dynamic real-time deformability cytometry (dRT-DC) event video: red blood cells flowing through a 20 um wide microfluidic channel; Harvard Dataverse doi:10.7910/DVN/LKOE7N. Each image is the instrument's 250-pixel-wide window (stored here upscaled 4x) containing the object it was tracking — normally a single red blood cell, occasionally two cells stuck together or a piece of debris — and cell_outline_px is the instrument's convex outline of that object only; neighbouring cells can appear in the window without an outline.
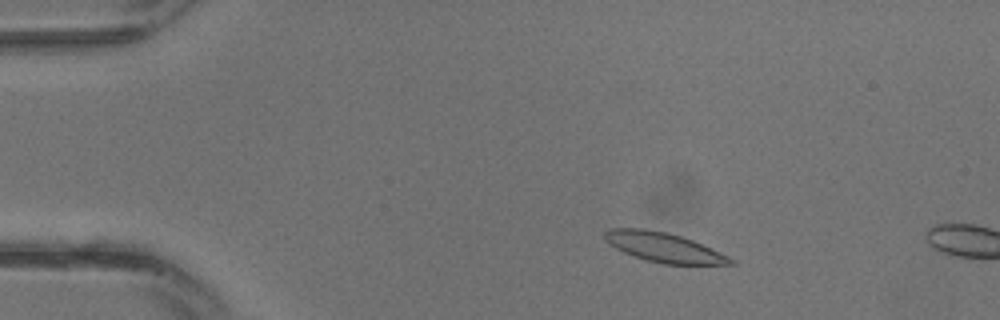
{"species": "common noctule bat (a hibernating species)", "species_latin": "Nyctalus noctula", "temperature_condition": "warm", "stored_images_in_passage": 6, "camera_frame_rate_fps": 3000, "um_per_image_px": 0.085, "animal": {"sex": "male", "body_mass_g": 13.3}, "frame": {"image": 1, "passage_image": 4, "time_ms": 1.0, "image_size_px": [1000, 320], "cell_outline_px": [[736, 264], [664, 264], [644, 260], [624, 252], [608, 244], [604, 240], [604, 232], [612, 228], [644, 228], [664, 232], [680, 236], [692, 240], [728, 256], [736, 260]], "centroid_in_image_um": [56.39, 21.02], "position_along_channel_um": 28.6, "area_um2": 21.5}}